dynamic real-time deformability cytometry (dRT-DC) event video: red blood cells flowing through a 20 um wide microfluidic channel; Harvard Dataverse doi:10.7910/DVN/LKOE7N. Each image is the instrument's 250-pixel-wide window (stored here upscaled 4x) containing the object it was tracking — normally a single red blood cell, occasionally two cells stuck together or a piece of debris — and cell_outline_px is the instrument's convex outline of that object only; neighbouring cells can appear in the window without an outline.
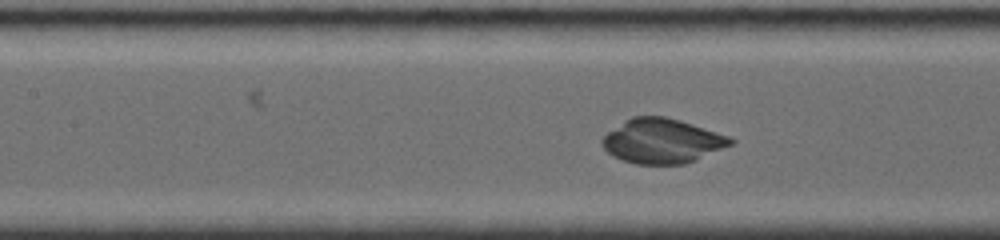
{"species": "common noctule bat (a hibernating species)", "species_latin": "Nyctalus noctula", "temperature_condition": "room temperature", "stored_images_in_passage": 38, "camera_frame_rate_fps": 4000, "um_per_image_px": 0.085, "animal": {"sex": "female", "body_mass_g": 19.0, "forearm_length_mm": 56.7}, "frame": {"image": 1, "passage_image": 11, "time_ms": 2.5, "image_size_px": [1000, 240], "cell_outline_px": [[736, 140], [732, 144], [696, 160], [684, 164], [636, 164], [612, 156], [600, 144], [600, 140], [608, 132], [624, 120], [632, 116], [664, 116], [680, 120], [728, 136]], "centroid_in_image_um": [56.25, 11.98], "position_along_channel_um": 151.1, "area_um2": 33.23}}
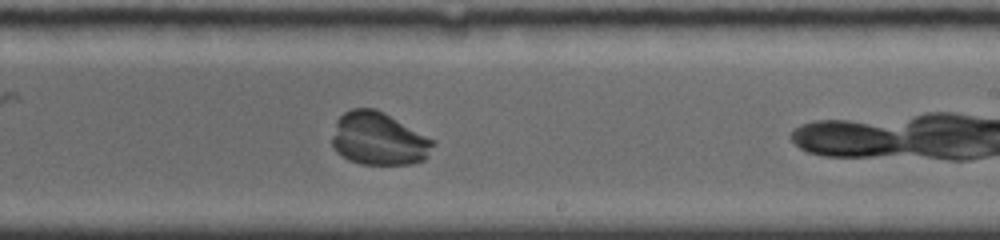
{"frame": {"image": 2, "passage_image": 22, "time_ms": 5.25, "image_size_px": [1000, 240], "cell_outline_px": [[436, 144], [428, 156], [424, 160], [412, 164], [360, 164], [348, 160], [340, 156], [332, 148], [332, 136], [336, 120], [344, 112], [352, 108], [376, 108], [384, 112], [436, 140]], "centroid_in_image_um": [32.19, 11.8], "position_along_channel_um": 256.8, "area_um2": 31.67}}
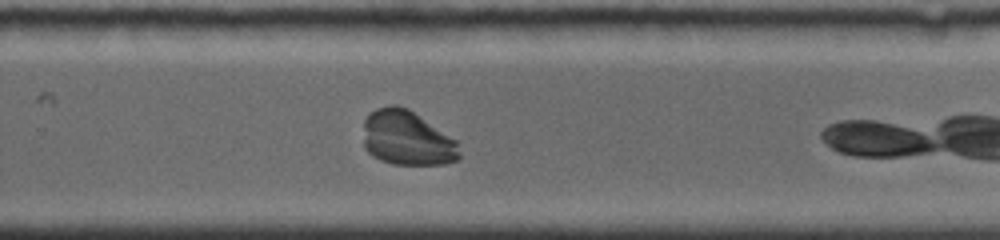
{"frame": {"image": 3, "passage_image": 26, "time_ms": 6.25, "image_size_px": [1000, 240], "cell_outline_px": [[460, 156], [456, 160], [444, 164], [392, 164], [380, 160], [372, 156], [364, 148], [364, 120], [376, 108], [392, 104], [396, 104], [408, 108], [456, 140], [460, 152]], "centroid_in_image_um": [34.58, 11.74], "position_along_channel_um": 295.2, "area_um2": 30.63}}